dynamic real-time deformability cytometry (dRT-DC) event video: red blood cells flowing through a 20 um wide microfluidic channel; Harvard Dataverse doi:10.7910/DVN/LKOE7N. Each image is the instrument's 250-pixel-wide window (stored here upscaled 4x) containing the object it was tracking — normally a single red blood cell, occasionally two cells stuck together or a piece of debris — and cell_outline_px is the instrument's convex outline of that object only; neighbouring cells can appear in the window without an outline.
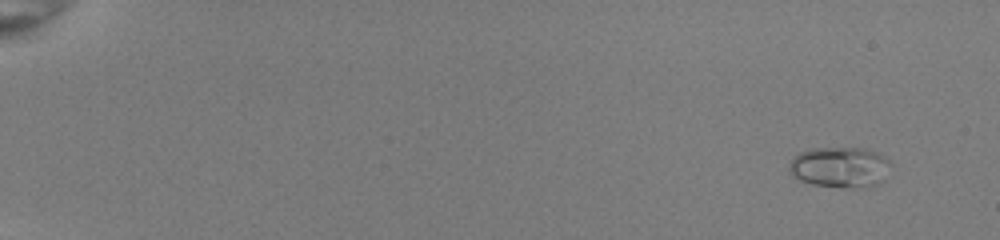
{"species": "common noctule bat (a hibernating species)", "species_latin": "Nyctalus noctula", "temperature_condition": "room temperature", "stored_images_in_passage": 50, "camera_frame_rate_fps": 3000, "um_per_image_px": 0.085, "animal": {"sex": "female", "body_mass_g": 22.0, "forearm_length_mm": 56.7}, "frame": {"image": 1, "passage_image": 1, "time_ms": 0.0, "image_size_px": [1000, 240], "cell_outline_px": [[892, 164], [884, 180], [880, 184], [872, 188], [864, 188], [812, 184], [800, 180], [792, 176], [788, 172], [788, 164], [800, 152], [812, 148], [864, 148], [880, 152]], "centroid_in_image_um": [71.45, 14.21], "position_along_channel_um": 13.6, "area_um2": 24.45}}
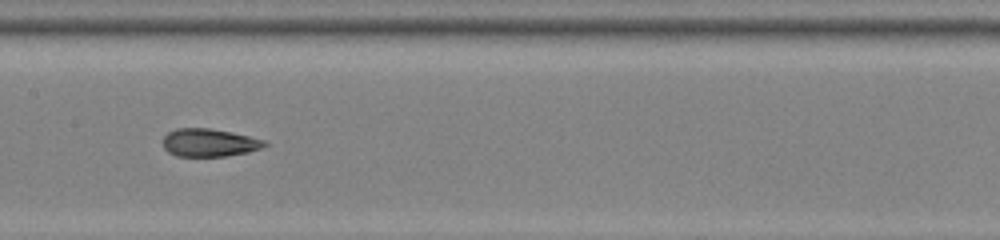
{"frame": {"image": 2, "passage_image": 27, "time_ms": 8.667, "image_size_px": [1000, 240], "cell_outline_px": [[268, 144], [260, 148], [248, 152], [224, 156], [176, 156], [168, 152], [164, 148], [164, 136], [168, 132], [176, 128], [208, 128], [232, 132], [264, 140]], "centroid_in_image_um": [17.76, 12.12], "position_along_channel_um": 189.6, "area_um2": 16.42}}
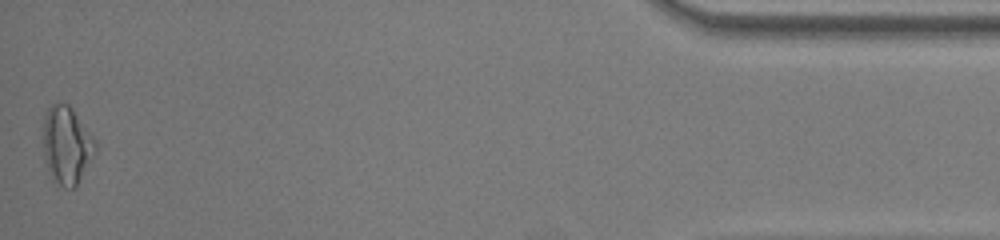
{"frame": {"image": 3, "passage_image": 50, "time_ms": 16.333, "image_size_px": [1000, 240], "cell_outline_px": [[96, 152], [76, 184], [72, 188], [64, 188], [56, 180], [48, 164], [44, 152], [44, 116], [48, 108], [52, 104], [68, 104], [72, 108], [96, 140]], "centroid_in_image_um": [5.7, 12.28], "position_along_channel_um": 429.5, "area_um2": 22.77}, "authors_computed_cell_mechanics": {"area_um2": 17.4845, "velocity_mm_per_s": 4.016, "shape_relaxation_time_tau1_ms": null, "shape_relaxation_time_tau2_ms": 1.2927, "deformation_change_tau1": null, "deformation_change_tau2": 0.0857}}